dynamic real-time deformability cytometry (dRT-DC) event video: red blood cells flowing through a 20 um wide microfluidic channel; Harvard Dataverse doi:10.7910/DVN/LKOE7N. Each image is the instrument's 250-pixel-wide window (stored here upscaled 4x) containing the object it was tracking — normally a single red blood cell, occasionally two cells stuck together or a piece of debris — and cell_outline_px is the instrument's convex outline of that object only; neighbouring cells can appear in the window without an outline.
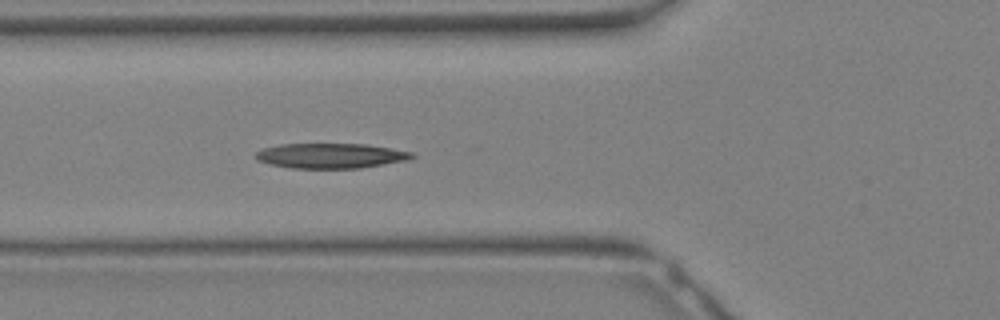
{"species": "Egyptian fruit bat (a non-hibernating species)", "species_latin": "Rousettus aegyptiacus", "temperature_condition": "warm", "stored_images_in_passage": 12, "camera_frame_rate_fps": 3000, "um_per_image_px": 0.085, "animal": {"sex": "female"}, "frame": {"image": 1, "passage_image": 12, "time_ms": 3.667, "image_size_px": [1000, 320], "cell_outline_px": [[416, 156], [408, 160], [360, 168], [292, 168], [272, 164], [256, 160], [256, 152], [264, 148], [280, 144], [368, 144], [412, 152]], "centroid_in_image_um": [28.14, 13.23], "position_along_channel_um": 97.7, "area_um2": 22.66}}